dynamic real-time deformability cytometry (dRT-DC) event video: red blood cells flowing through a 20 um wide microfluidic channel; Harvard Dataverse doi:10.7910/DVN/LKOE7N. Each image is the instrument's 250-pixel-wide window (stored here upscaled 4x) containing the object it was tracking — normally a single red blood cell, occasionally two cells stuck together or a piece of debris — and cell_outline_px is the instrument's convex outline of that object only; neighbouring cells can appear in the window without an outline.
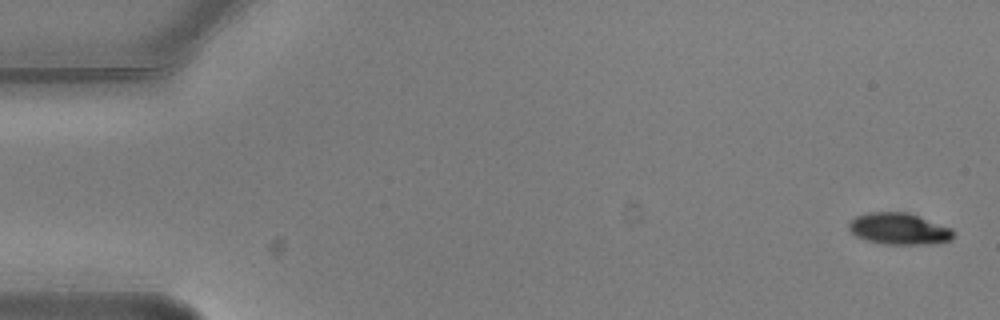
{"species": "common noctule bat (a hibernating species)", "species_latin": "Nyctalus noctula", "temperature_condition": "warm", "stored_images_in_passage": 6, "segment_of_instrument_passage": [1, 2], "camera_frame_rate_fps": 3000, "um_per_image_px": 0.085, "animal": {"sex": "male", "body_mass_g": 20.5, "forearm_length_mm": 52.5}, "frame": {"image": 1, "passage_image": 1, "time_ms": 0.0, "image_size_px": [1000, 320], "cell_outline_px": [[956, 232], [952, 240], [932, 244], [884, 244], [868, 240], [856, 236], [848, 228], [848, 224], [856, 216], [868, 212], [908, 212], [952, 228]], "centroid_in_image_um": [76.46, 19.45], "position_along_channel_um": 8.5, "area_um2": 19.31}}
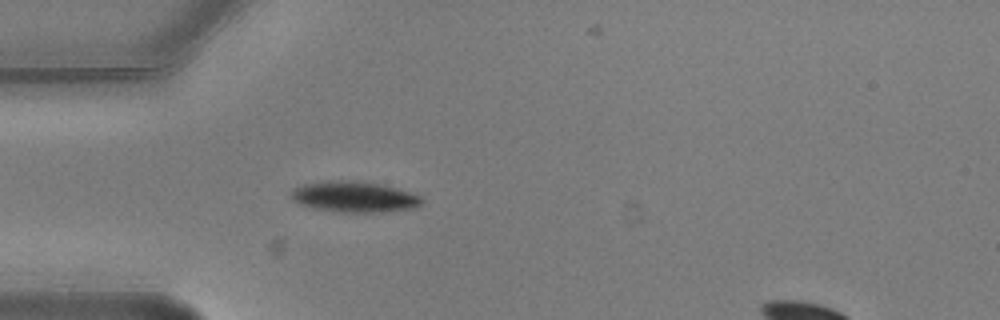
{"frame": {"image": 2, "passage_image": 5, "time_ms": 1.333, "image_size_px": [1000, 320], "cell_outline_px": [[424, 204], [416, 208], [380, 212], [340, 212], [312, 208], [300, 204], [292, 200], [292, 188], [304, 184], [328, 180], [360, 180], [384, 184], [400, 188], [412, 192], [420, 196], [424, 200]], "centroid_in_image_um": [30.17, 16.71], "position_along_channel_um": 54.8, "area_um2": 24.04}}